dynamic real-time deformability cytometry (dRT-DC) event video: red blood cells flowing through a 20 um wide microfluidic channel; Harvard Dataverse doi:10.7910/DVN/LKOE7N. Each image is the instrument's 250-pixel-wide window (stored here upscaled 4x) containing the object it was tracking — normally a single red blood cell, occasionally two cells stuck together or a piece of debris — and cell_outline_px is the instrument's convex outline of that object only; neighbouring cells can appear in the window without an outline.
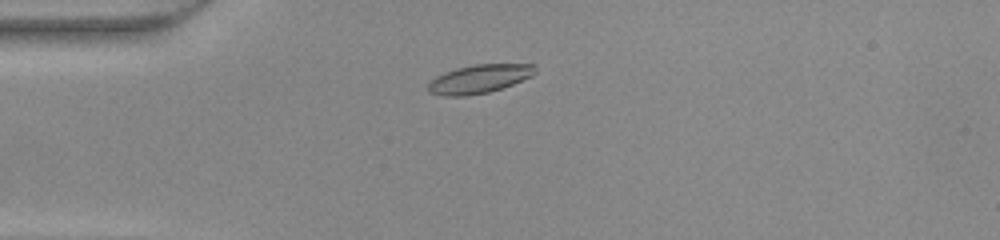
{"species": "common noctule bat (a hibernating species)", "species_latin": "Nyctalus noctula", "temperature_condition": "warm", "stored_images_in_passage": 43, "camera_frame_rate_fps": 3000, "um_per_image_px": 0.085, "animal": {"sex": "female", "body_mass_g": 22.0, "forearm_length_mm": 56.7}, "frame": {"image": 1, "passage_image": 7, "time_ms": 2.0, "image_size_px": [1000, 240], "cell_outline_px": [[536, 72], [532, 76], [512, 84], [488, 92], [464, 96], [444, 96], [428, 92], [424, 88], [436, 76], [444, 72], [456, 68], [476, 64], [536, 64]], "centroid_in_image_um": [40.7, 6.7], "position_along_channel_um": 44.3, "area_um2": 17.86}}
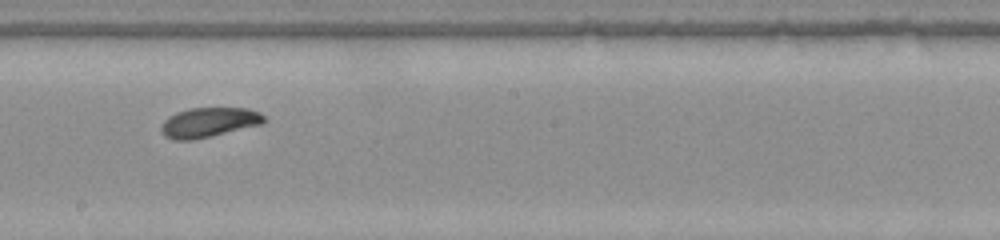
{"frame": {"image": 2, "passage_image": 22, "time_ms": 7.0, "image_size_px": [1000, 240], "cell_outline_px": [[268, 120], [260, 124], [212, 136], [192, 140], [172, 140], [164, 136], [160, 128], [160, 124], [168, 116], [176, 112], [188, 108], [248, 108], [260, 112]], "centroid_in_image_um": [17.72, 10.4], "position_along_channel_um": 230.5, "area_um2": 17.98}}
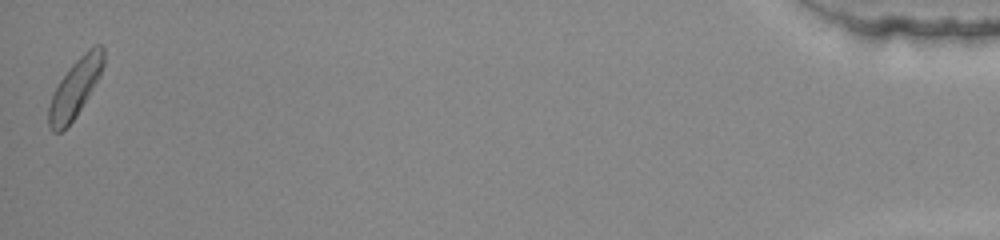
{"frame": {"image": 3, "passage_image": 43, "time_ms": 14.0, "image_size_px": [1000, 240], "cell_outline_px": [[104, 64], [100, 76], [76, 116], [60, 132], [52, 132], [48, 124], [48, 108], [52, 96], [60, 80], [68, 68], [88, 48], [96, 44], [104, 44]], "centroid_in_image_um": [6.4, 7.45], "position_along_channel_um": 428.8, "area_um2": 18.44}}